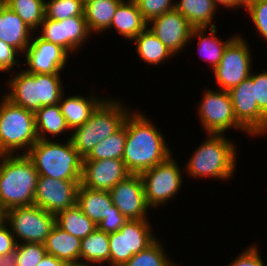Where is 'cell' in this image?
Returning <instances> with one entry per match:
<instances>
[{
  "label": "cell",
  "mask_w": 267,
  "mask_h": 266,
  "mask_svg": "<svg viewBox=\"0 0 267 266\" xmlns=\"http://www.w3.org/2000/svg\"><path fill=\"white\" fill-rule=\"evenodd\" d=\"M83 261L89 266H100L103 264L110 266L108 233L96 228L88 236L81 239L80 262Z\"/></svg>",
  "instance_id": "26"
},
{
  "label": "cell",
  "mask_w": 267,
  "mask_h": 266,
  "mask_svg": "<svg viewBox=\"0 0 267 266\" xmlns=\"http://www.w3.org/2000/svg\"><path fill=\"white\" fill-rule=\"evenodd\" d=\"M39 28L41 31L36 35L63 47L71 55L75 51L77 53L82 44L93 35L84 16H72L60 21L45 17Z\"/></svg>",
  "instance_id": "14"
},
{
  "label": "cell",
  "mask_w": 267,
  "mask_h": 266,
  "mask_svg": "<svg viewBox=\"0 0 267 266\" xmlns=\"http://www.w3.org/2000/svg\"><path fill=\"white\" fill-rule=\"evenodd\" d=\"M66 266H89V265H86L84 262H70V263H66Z\"/></svg>",
  "instance_id": "47"
},
{
  "label": "cell",
  "mask_w": 267,
  "mask_h": 266,
  "mask_svg": "<svg viewBox=\"0 0 267 266\" xmlns=\"http://www.w3.org/2000/svg\"><path fill=\"white\" fill-rule=\"evenodd\" d=\"M16 249L8 254L0 255V266H16Z\"/></svg>",
  "instance_id": "46"
},
{
  "label": "cell",
  "mask_w": 267,
  "mask_h": 266,
  "mask_svg": "<svg viewBox=\"0 0 267 266\" xmlns=\"http://www.w3.org/2000/svg\"><path fill=\"white\" fill-rule=\"evenodd\" d=\"M17 242L8 225H0V255L8 254L16 249Z\"/></svg>",
  "instance_id": "43"
},
{
  "label": "cell",
  "mask_w": 267,
  "mask_h": 266,
  "mask_svg": "<svg viewBox=\"0 0 267 266\" xmlns=\"http://www.w3.org/2000/svg\"><path fill=\"white\" fill-rule=\"evenodd\" d=\"M148 221L128 220L118 231L108 234L110 266H123L134 254L147 249L157 240Z\"/></svg>",
  "instance_id": "10"
},
{
  "label": "cell",
  "mask_w": 267,
  "mask_h": 266,
  "mask_svg": "<svg viewBox=\"0 0 267 266\" xmlns=\"http://www.w3.org/2000/svg\"><path fill=\"white\" fill-rule=\"evenodd\" d=\"M157 239L147 249L134 254L123 266H175Z\"/></svg>",
  "instance_id": "34"
},
{
  "label": "cell",
  "mask_w": 267,
  "mask_h": 266,
  "mask_svg": "<svg viewBox=\"0 0 267 266\" xmlns=\"http://www.w3.org/2000/svg\"><path fill=\"white\" fill-rule=\"evenodd\" d=\"M245 10L258 30V35L267 41V0H248Z\"/></svg>",
  "instance_id": "37"
},
{
  "label": "cell",
  "mask_w": 267,
  "mask_h": 266,
  "mask_svg": "<svg viewBox=\"0 0 267 266\" xmlns=\"http://www.w3.org/2000/svg\"><path fill=\"white\" fill-rule=\"evenodd\" d=\"M25 51L24 69L29 74H61L65 68L69 53L61 46L46 41L37 36L33 37Z\"/></svg>",
  "instance_id": "16"
},
{
  "label": "cell",
  "mask_w": 267,
  "mask_h": 266,
  "mask_svg": "<svg viewBox=\"0 0 267 266\" xmlns=\"http://www.w3.org/2000/svg\"><path fill=\"white\" fill-rule=\"evenodd\" d=\"M0 100V155L26 154L38 141L35 114L11 103L3 95ZM24 152H23V151Z\"/></svg>",
  "instance_id": "7"
},
{
  "label": "cell",
  "mask_w": 267,
  "mask_h": 266,
  "mask_svg": "<svg viewBox=\"0 0 267 266\" xmlns=\"http://www.w3.org/2000/svg\"><path fill=\"white\" fill-rule=\"evenodd\" d=\"M182 171L175 158L170 155L165 161L140 174L143 181L145 200L151 208H158L181 191Z\"/></svg>",
  "instance_id": "9"
},
{
  "label": "cell",
  "mask_w": 267,
  "mask_h": 266,
  "mask_svg": "<svg viewBox=\"0 0 267 266\" xmlns=\"http://www.w3.org/2000/svg\"><path fill=\"white\" fill-rule=\"evenodd\" d=\"M225 134L207 133L185 165V174L195 178L229 180L236 171L237 151ZM230 140V141H229Z\"/></svg>",
  "instance_id": "3"
},
{
  "label": "cell",
  "mask_w": 267,
  "mask_h": 266,
  "mask_svg": "<svg viewBox=\"0 0 267 266\" xmlns=\"http://www.w3.org/2000/svg\"><path fill=\"white\" fill-rule=\"evenodd\" d=\"M34 114L38 139L50 140V135L55 138L57 135H62L65 131H71L59 104L42 106Z\"/></svg>",
  "instance_id": "27"
},
{
  "label": "cell",
  "mask_w": 267,
  "mask_h": 266,
  "mask_svg": "<svg viewBox=\"0 0 267 266\" xmlns=\"http://www.w3.org/2000/svg\"><path fill=\"white\" fill-rule=\"evenodd\" d=\"M66 263L67 262L59 260L53 255L46 253L36 266H66Z\"/></svg>",
  "instance_id": "45"
},
{
  "label": "cell",
  "mask_w": 267,
  "mask_h": 266,
  "mask_svg": "<svg viewBox=\"0 0 267 266\" xmlns=\"http://www.w3.org/2000/svg\"><path fill=\"white\" fill-rule=\"evenodd\" d=\"M129 110L132 109L118 99H105L82 126L71 131L69 138L75 150L85 158L100 141L124 124Z\"/></svg>",
  "instance_id": "6"
},
{
  "label": "cell",
  "mask_w": 267,
  "mask_h": 266,
  "mask_svg": "<svg viewBox=\"0 0 267 266\" xmlns=\"http://www.w3.org/2000/svg\"><path fill=\"white\" fill-rule=\"evenodd\" d=\"M5 221V211L0 205V225Z\"/></svg>",
  "instance_id": "48"
},
{
  "label": "cell",
  "mask_w": 267,
  "mask_h": 266,
  "mask_svg": "<svg viewBox=\"0 0 267 266\" xmlns=\"http://www.w3.org/2000/svg\"><path fill=\"white\" fill-rule=\"evenodd\" d=\"M147 27L134 0H124L117 8L110 27L127 40H133Z\"/></svg>",
  "instance_id": "23"
},
{
  "label": "cell",
  "mask_w": 267,
  "mask_h": 266,
  "mask_svg": "<svg viewBox=\"0 0 267 266\" xmlns=\"http://www.w3.org/2000/svg\"><path fill=\"white\" fill-rule=\"evenodd\" d=\"M83 1V3L85 4V3H87V2H89V1H91V0H82Z\"/></svg>",
  "instance_id": "50"
},
{
  "label": "cell",
  "mask_w": 267,
  "mask_h": 266,
  "mask_svg": "<svg viewBox=\"0 0 267 266\" xmlns=\"http://www.w3.org/2000/svg\"><path fill=\"white\" fill-rule=\"evenodd\" d=\"M34 31L4 4L0 9V40L17 49L21 54L28 48Z\"/></svg>",
  "instance_id": "20"
},
{
  "label": "cell",
  "mask_w": 267,
  "mask_h": 266,
  "mask_svg": "<svg viewBox=\"0 0 267 266\" xmlns=\"http://www.w3.org/2000/svg\"><path fill=\"white\" fill-rule=\"evenodd\" d=\"M72 16H84L82 0H47L45 1V17L60 21Z\"/></svg>",
  "instance_id": "35"
},
{
  "label": "cell",
  "mask_w": 267,
  "mask_h": 266,
  "mask_svg": "<svg viewBox=\"0 0 267 266\" xmlns=\"http://www.w3.org/2000/svg\"><path fill=\"white\" fill-rule=\"evenodd\" d=\"M113 204L128 220H148L150 208L145 200L143 181L140 174H129L110 191Z\"/></svg>",
  "instance_id": "18"
},
{
  "label": "cell",
  "mask_w": 267,
  "mask_h": 266,
  "mask_svg": "<svg viewBox=\"0 0 267 266\" xmlns=\"http://www.w3.org/2000/svg\"><path fill=\"white\" fill-rule=\"evenodd\" d=\"M259 248L253 244L240 253L237 258L227 266H266L262 260Z\"/></svg>",
  "instance_id": "41"
},
{
  "label": "cell",
  "mask_w": 267,
  "mask_h": 266,
  "mask_svg": "<svg viewBox=\"0 0 267 266\" xmlns=\"http://www.w3.org/2000/svg\"><path fill=\"white\" fill-rule=\"evenodd\" d=\"M38 176L26 154L0 155V205L5 212L34 205Z\"/></svg>",
  "instance_id": "2"
},
{
  "label": "cell",
  "mask_w": 267,
  "mask_h": 266,
  "mask_svg": "<svg viewBox=\"0 0 267 266\" xmlns=\"http://www.w3.org/2000/svg\"><path fill=\"white\" fill-rule=\"evenodd\" d=\"M236 120L252 135L267 134V117L259 110L255 100L254 73L228 91Z\"/></svg>",
  "instance_id": "13"
},
{
  "label": "cell",
  "mask_w": 267,
  "mask_h": 266,
  "mask_svg": "<svg viewBox=\"0 0 267 266\" xmlns=\"http://www.w3.org/2000/svg\"><path fill=\"white\" fill-rule=\"evenodd\" d=\"M4 222L9 226L17 244H44L56 225V218L55 214L32 205L7 210Z\"/></svg>",
  "instance_id": "8"
},
{
  "label": "cell",
  "mask_w": 267,
  "mask_h": 266,
  "mask_svg": "<svg viewBox=\"0 0 267 266\" xmlns=\"http://www.w3.org/2000/svg\"><path fill=\"white\" fill-rule=\"evenodd\" d=\"M252 55L246 39L238 34L227 44L213 75L220 90L229 91L252 71Z\"/></svg>",
  "instance_id": "12"
},
{
  "label": "cell",
  "mask_w": 267,
  "mask_h": 266,
  "mask_svg": "<svg viewBox=\"0 0 267 266\" xmlns=\"http://www.w3.org/2000/svg\"><path fill=\"white\" fill-rule=\"evenodd\" d=\"M46 0H5V4L15 12L33 31H38L45 18Z\"/></svg>",
  "instance_id": "33"
},
{
  "label": "cell",
  "mask_w": 267,
  "mask_h": 266,
  "mask_svg": "<svg viewBox=\"0 0 267 266\" xmlns=\"http://www.w3.org/2000/svg\"><path fill=\"white\" fill-rule=\"evenodd\" d=\"M55 218L59 228L80 239L85 238L97 228V225L77 205L58 212Z\"/></svg>",
  "instance_id": "31"
},
{
  "label": "cell",
  "mask_w": 267,
  "mask_h": 266,
  "mask_svg": "<svg viewBox=\"0 0 267 266\" xmlns=\"http://www.w3.org/2000/svg\"><path fill=\"white\" fill-rule=\"evenodd\" d=\"M14 72L6 82L10 90L3 93L11 103L34 113L42 106L59 104L65 92L60 74H29L24 68Z\"/></svg>",
  "instance_id": "4"
},
{
  "label": "cell",
  "mask_w": 267,
  "mask_h": 266,
  "mask_svg": "<svg viewBox=\"0 0 267 266\" xmlns=\"http://www.w3.org/2000/svg\"><path fill=\"white\" fill-rule=\"evenodd\" d=\"M19 55L21 53L17 49L0 40V71L13 72V66H21L22 63L17 58Z\"/></svg>",
  "instance_id": "39"
},
{
  "label": "cell",
  "mask_w": 267,
  "mask_h": 266,
  "mask_svg": "<svg viewBox=\"0 0 267 266\" xmlns=\"http://www.w3.org/2000/svg\"><path fill=\"white\" fill-rule=\"evenodd\" d=\"M255 100L259 110L267 117V71L254 73Z\"/></svg>",
  "instance_id": "40"
},
{
  "label": "cell",
  "mask_w": 267,
  "mask_h": 266,
  "mask_svg": "<svg viewBox=\"0 0 267 266\" xmlns=\"http://www.w3.org/2000/svg\"><path fill=\"white\" fill-rule=\"evenodd\" d=\"M26 155L39 176L81 181L83 157L75 150L70 138L62 143L38 139Z\"/></svg>",
  "instance_id": "5"
},
{
  "label": "cell",
  "mask_w": 267,
  "mask_h": 266,
  "mask_svg": "<svg viewBox=\"0 0 267 266\" xmlns=\"http://www.w3.org/2000/svg\"><path fill=\"white\" fill-rule=\"evenodd\" d=\"M215 5L219 7L222 5L223 8H227L230 10L236 9L238 11V8H246V4L248 0H212Z\"/></svg>",
  "instance_id": "44"
},
{
  "label": "cell",
  "mask_w": 267,
  "mask_h": 266,
  "mask_svg": "<svg viewBox=\"0 0 267 266\" xmlns=\"http://www.w3.org/2000/svg\"><path fill=\"white\" fill-rule=\"evenodd\" d=\"M5 4V0H0V9Z\"/></svg>",
  "instance_id": "49"
},
{
  "label": "cell",
  "mask_w": 267,
  "mask_h": 266,
  "mask_svg": "<svg viewBox=\"0 0 267 266\" xmlns=\"http://www.w3.org/2000/svg\"><path fill=\"white\" fill-rule=\"evenodd\" d=\"M46 249L41 243H20L16 245V266H36L45 256Z\"/></svg>",
  "instance_id": "36"
},
{
  "label": "cell",
  "mask_w": 267,
  "mask_h": 266,
  "mask_svg": "<svg viewBox=\"0 0 267 266\" xmlns=\"http://www.w3.org/2000/svg\"><path fill=\"white\" fill-rule=\"evenodd\" d=\"M202 94L197 111L206 134H225L230 128H235L251 136L236 120L228 91L206 89Z\"/></svg>",
  "instance_id": "11"
},
{
  "label": "cell",
  "mask_w": 267,
  "mask_h": 266,
  "mask_svg": "<svg viewBox=\"0 0 267 266\" xmlns=\"http://www.w3.org/2000/svg\"><path fill=\"white\" fill-rule=\"evenodd\" d=\"M89 94L90 97L87 98L82 95H73L65 98V94L63 93L59 105L69 129L74 130L82 126L91 117L97 107L106 99H102L97 96L96 93L92 95L90 92Z\"/></svg>",
  "instance_id": "21"
},
{
  "label": "cell",
  "mask_w": 267,
  "mask_h": 266,
  "mask_svg": "<svg viewBox=\"0 0 267 266\" xmlns=\"http://www.w3.org/2000/svg\"><path fill=\"white\" fill-rule=\"evenodd\" d=\"M209 29L210 30L208 32L210 35L207 36L205 34L207 33L208 27L193 28L190 39H198L197 52H199L200 56L203 57V60L208 61V64L210 65L209 67L213 71L219 64L227 44L236 35L234 34L225 41H222V38L219 39L216 35V27H209Z\"/></svg>",
  "instance_id": "25"
},
{
  "label": "cell",
  "mask_w": 267,
  "mask_h": 266,
  "mask_svg": "<svg viewBox=\"0 0 267 266\" xmlns=\"http://www.w3.org/2000/svg\"><path fill=\"white\" fill-rule=\"evenodd\" d=\"M46 252L59 260L80 261L81 239L55 225L44 243Z\"/></svg>",
  "instance_id": "24"
},
{
  "label": "cell",
  "mask_w": 267,
  "mask_h": 266,
  "mask_svg": "<svg viewBox=\"0 0 267 266\" xmlns=\"http://www.w3.org/2000/svg\"><path fill=\"white\" fill-rule=\"evenodd\" d=\"M132 41L136 44V52L147 65H159L174 54L146 27ZM171 56V57H170Z\"/></svg>",
  "instance_id": "30"
},
{
  "label": "cell",
  "mask_w": 267,
  "mask_h": 266,
  "mask_svg": "<svg viewBox=\"0 0 267 266\" xmlns=\"http://www.w3.org/2000/svg\"><path fill=\"white\" fill-rule=\"evenodd\" d=\"M76 205L96 225L112 211H119L113 204L109 191L91 190L79 185Z\"/></svg>",
  "instance_id": "22"
},
{
  "label": "cell",
  "mask_w": 267,
  "mask_h": 266,
  "mask_svg": "<svg viewBox=\"0 0 267 266\" xmlns=\"http://www.w3.org/2000/svg\"><path fill=\"white\" fill-rule=\"evenodd\" d=\"M147 27L175 56L192 42L190 37L194 27L176 9L155 17Z\"/></svg>",
  "instance_id": "17"
},
{
  "label": "cell",
  "mask_w": 267,
  "mask_h": 266,
  "mask_svg": "<svg viewBox=\"0 0 267 266\" xmlns=\"http://www.w3.org/2000/svg\"><path fill=\"white\" fill-rule=\"evenodd\" d=\"M175 9L195 27H216L213 23L219 9L212 0H179Z\"/></svg>",
  "instance_id": "29"
},
{
  "label": "cell",
  "mask_w": 267,
  "mask_h": 266,
  "mask_svg": "<svg viewBox=\"0 0 267 266\" xmlns=\"http://www.w3.org/2000/svg\"><path fill=\"white\" fill-rule=\"evenodd\" d=\"M123 160H83L81 185L91 190L110 191L129 175Z\"/></svg>",
  "instance_id": "19"
},
{
  "label": "cell",
  "mask_w": 267,
  "mask_h": 266,
  "mask_svg": "<svg viewBox=\"0 0 267 266\" xmlns=\"http://www.w3.org/2000/svg\"><path fill=\"white\" fill-rule=\"evenodd\" d=\"M81 181H68L38 176L34 205L49 213L57 214L76 205Z\"/></svg>",
  "instance_id": "15"
},
{
  "label": "cell",
  "mask_w": 267,
  "mask_h": 266,
  "mask_svg": "<svg viewBox=\"0 0 267 266\" xmlns=\"http://www.w3.org/2000/svg\"><path fill=\"white\" fill-rule=\"evenodd\" d=\"M127 136L126 119L124 124L111 136L100 141L83 160L121 159Z\"/></svg>",
  "instance_id": "32"
},
{
  "label": "cell",
  "mask_w": 267,
  "mask_h": 266,
  "mask_svg": "<svg viewBox=\"0 0 267 266\" xmlns=\"http://www.w3.org/2000/svg\"><path fill=\"white\" fill-rule=\"evenodd\" d=\"M139 8V11L148 23L155 17L162 15L170 10L175 9L173 0H134ZM173 1V2H172Z\"/></svg>",
  "instance_id": "38"
},
{
  "label": "cell",
  "mask_w": 267,
  "mask_h": 266,
  "mask_svg": "<svg viewBox=\"0 0 267 266\" xmlns=\"http://www.w3.org/2000/svg\"><path fill=\"white\" fill-rule=\"evenodd\" d=\"M127 221L120 211H112L98 223L97 228L109 234L118 231Z\"/></svg>",
  "instance_id": "42"
},
{
  "label": "cell",
  "mask_w": 267,
  "mask_h": 266,
  "mask_svg": "<svg viewBox=\"0 0 267 266\" xmlns=\"http://www.w3.org/2000/svg\"><path fill=\"white\" fill-rule=\"evenodd\" d=\"M146 117L144 112L136 110H130L126 117L122 160L130 174H141L173 155L164 134Z\"/></svg>",
  "instance_id": "1"
},
{
  "label": "cell",
  "mask_w": 267,
  "mask_h": 266,
  "mask_svg": "<svg viewBox=\"0 0 267 266\" xmlns=\"http://www.w3.org/2000/svg\"><path fill=\"white\" fill-rule=\"evenodd\" d=\"M124 0H91L84 4V17L92 34L106 31Z\"/></svg>",
  "instance_id": "28"
}]
</instances>
